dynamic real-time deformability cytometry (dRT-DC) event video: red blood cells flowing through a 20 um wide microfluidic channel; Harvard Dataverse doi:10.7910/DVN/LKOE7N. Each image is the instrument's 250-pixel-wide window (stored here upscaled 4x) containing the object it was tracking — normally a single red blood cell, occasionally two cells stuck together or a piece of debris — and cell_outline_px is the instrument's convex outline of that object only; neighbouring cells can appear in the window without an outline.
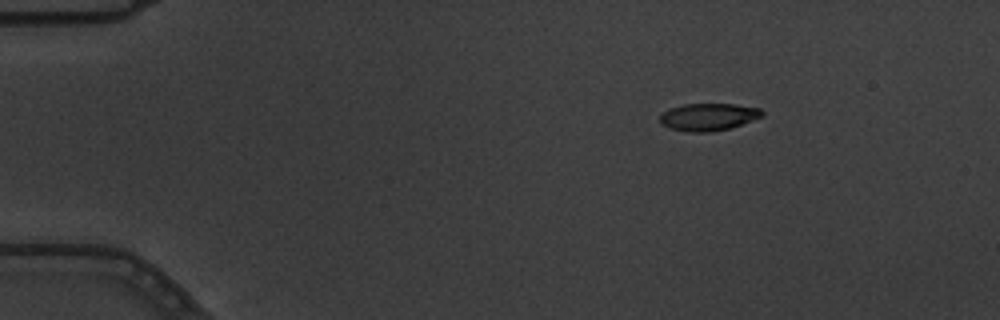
{"species": "common noctule bat (a hibernating species)", "species_latin": "Nyctalus noctula", "temperature_condition": "warm", "stored_images_in_passage": 9, "camera_frame_rate_fps": 3000, "um_per_image_px": 0.085, "animal": {"sex": "male", "body_mass_g": 19.5, "forearm_length_mm": 54.6}, "frame": {"image": 1, "passage_image": 1, "time_ms": 0.0, "image_size_px": [1000, 320], "cell_outline_px": [[764, 116], [728, 128], [712, 132], [688, 132], [668, 128], [660, 124], [660, 116], [664, 112], [672, 108], [684, 104], [736, 104], [760, 108], [764, 112]], "centroid_in_image_um": [60.21, 9.94], "position_along_channel_um": 24.8, "area_um2": 16.24}}
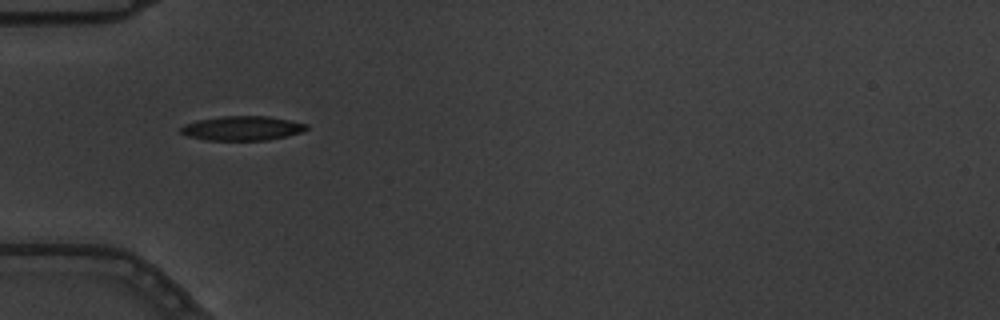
{"frame": {"image": 2, "passage_image": 4, "time_ms": 1.0, "image_size_px": [1000, 320], "cell_outline_px": [[308, 128], [300, 132], [288, 136], [268, 140], [208, 140], [188, 136], [180, 132], [180, 128], [184, 124], [196, 120], [220, 116], [268, 116], [308, 124]], "centroid_in_image_um": [20.57, 10.9], "position_along_channel_um": 64.4, "area_um2": 17.86}}